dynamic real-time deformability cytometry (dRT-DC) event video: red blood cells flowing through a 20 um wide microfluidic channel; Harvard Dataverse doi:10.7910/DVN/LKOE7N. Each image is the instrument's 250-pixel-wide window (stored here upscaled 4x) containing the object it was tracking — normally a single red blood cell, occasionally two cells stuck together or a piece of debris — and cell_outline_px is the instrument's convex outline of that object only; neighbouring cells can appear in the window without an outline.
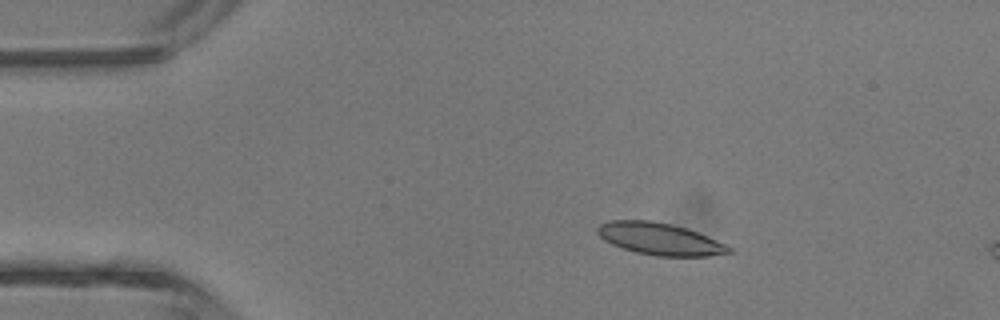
{"species": "common noctule bat (a hibernating species)", "species_latin": "Nyctalus noctula", "temperature_condition": "room temperature", "stored_images_in_passage": 4, "camera_frame_rate_fps": 3000, "um_per_image_px": 0.085, "animal": {"sex": "male", "body_mass_g": 13.3}, "frame": {"image": 1, "passage_image": 2, "time_ms": 2.0, "image_size_px": [1000, 320], "cell_outline_px": [[732, 252], [708, 256], [656, 256], [636, 252], [612, 244], [604, 240], [596, 232], [596, 228], [600, 224], [608, 220], [648, 220], [668, 224], [684, 228], [708, 236], [732, 248]], "centroid_in_image_um": [56.04, 20.31], "position_along_channel_um": 29.0, "area_um2": 24.22}}
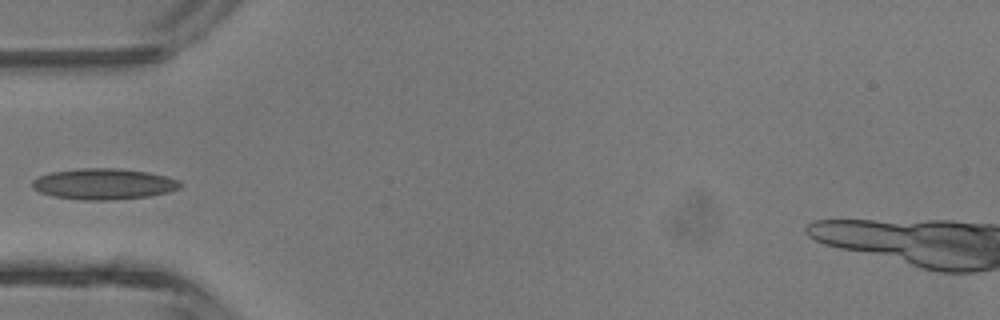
{"frame": {"image": 2, "passage_image": 4, "time_ms": 4.333, "image_size_px": [1000, 320], "cell_outline_px": [[180, 188], [168, 192], [148, 196], [112, 200], [80, 200], [52, 196], [40, 192], [32, 188], [32, 180], [40, 176], [52, 172], [80, 168], [116, 168], [148, 172], [168, 176], [176, 180], [180, 184]], "centroid_in_image_um": [8.79, 15.64], "position_along_channel_um": 76.2, "area_um2": 26.65}}